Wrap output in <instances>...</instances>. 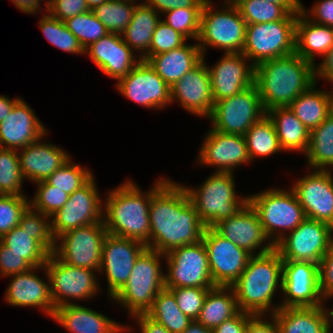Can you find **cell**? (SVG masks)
<instances>
[{
  "instance_id": "cell-1",
  "label": "cell",
  "mask_w": 333,
  "mask_h": 333,
  "mask_svg": "<svg viewBox=\"0 0 333 333\" xmlns=\"http://www.w3.org/2000/svg\"><path fill=\"white\" fill-rule=\"evenodd\" d=\"M150 249L167 254L202 240L205 230L184 184L159 177L149 205Z\"/></svg>"
},
{
  "instance_id": "cell-2",
  "label": "cell",
  "mask_w": 333,
  "mask_h": 333,
  "mask_svg": "<svg viewBox=\"0 0 333 333\" xmlns=\"http://www.w3.org/2000/svg\"><path fill=\"white\" fill-rule=\"evenodd\" d=\"M315 83L314 65L296 52L255 66L254 84L265 113L274 108L289 107Z\"/></svg>"
},
{
  "instance_id": "cell-3",
  "label": "cell",
  "mask_w": 333,
  "mask_h": 333,
  "mask_svg": "<svg viewBox=\"0 0 333 333\" xmlns=\"http://www.w3.org/2000/svg\"><path fill=\"white\" fill-rule=\"evenodd\" d=\"M283 260L279 252L252 255L237 281L231 286L241 311L256 315H273L281 307L272 302L282 291ZM279 287V288H278Z\"/></svg>"
},
{
  "instance_id": "cell-4",
  "label": "cell",
  "mask_w": 333,
  "mask_h": 333,
  "mask_svg": "<svg viewBox=\"0 0 333 333\" xmlns=\"http://www.w3.org/2000/svg\"><path fill=\"white\" fill-rule=\"evenodd\" d=\"M135 183L127 179L107 192L103 201V222L108 234L138 240L150 248L152 187L144 192Z\"/></svg>"
},
{
  "instance_id": "cell-5",
  "label": "cell",
  "mask_w": 333,
  "mask_h": 333,
  "mask_svg": "<svg viewBox=\"0 0 333 333\" xmlns=\"http://www.w3.org/2000/svg\"><path fill=\"white\" fill-rule=\"evenodd\" d=\"M160 260H165L164 254L146 247L137 257L127 283L110 301L127 310L130 317L146 314L154 298L165 288V271Z\"/></svg>"
},
{
  "instance_id": "cell-6",
  "label": "cell",
  "mask_w": 333,
  "mask_h": 333,
  "mask_svg": "<svg viewBox=\"0 0 333 333\" xmlns=\"http://www.w3.org/2000/svg\"><path fill=\"white\" fill-rule=\"evenodd\" d=\"M234 179V173L213 172L196 188L184 185L205 228L236 214L248 202V196L236 194Z\"/></svg>"
},
{
  "instance_id": "cell-7",
  "label": "cell",
  "mask_w": 333,
  "mask_h": 333,
  "mask_svg": "<svg viewBox=\"0 0 333 333\" xmlns=\"http://www.w3.org/2000/svg\"><path fill=\"white\" fill-rule=\"evenodd\" d=\"M221 6L216 7L212 0H206L203 6L197 39L203 56L208 46L224 53H242L244 49L245 20L235 4L222 3Z\"/></svg>"
},
{
  "instance_id": "cell-8",
  "label": "cell",
  "mask_w": 333,
  "mask_h": 333,
  "mask_svg": "<svg viewBox=\"0 0 333 333\" xmlns=\"http://www.w3.org/2000/svg\"><path fill=\"white\" fill-rule=\"evenodd\" d=\"M248 202L256 210L265 234L274 245L306 219L291 188H268L248 195Z\"/></svg>"
},
{
  "instance_id": "cell-9",
  "label": "cell",
  "mask_w": 333,
  "mask_h": 333,
  "mask_svg": "<svg viewBox=\"0 0 333 333\" xmlns=\"http://www.w3.org/2000/svg\"><path fill=\"white\" fill-rule=\"evenodd\" d=\"M297 15L290 13L283 20L247 24L242 53L254 66L295 53Z\"/></svg>"
},
{
  "instance_id": "cell-10",
  "label": "cell",
  "mask_w": 333,
  "mask_h": 333,
  "mask_svg": "<svg viewBox=\"0 0 333 333\" xmlns=\"http://www.w3.org/2000/svg\"><path fill=\"white\" fill-rule=\"evenodd\" d=\"M45 267L55 309L67 304H76L77 300L89 301L100 293L97 270L70 266L54 253L49 255Z\"/></svg>"
},
{
  "instance_id": "cell-11",
  "label": "cell",
  "mask_w": 333,
  "mask_h": 333,
  "mask_svg": "<svg viewBox=\"0 0 333 333\" xmlns=\"http://www.w3.org/2000/svg\"><path fill=\"white\" fill-rule=\"evenodd\" d=\"M264 115L266 113L254 84L238 94L215 102L207 119H210L214 130L244 136Z\"/></svg>"
},
{
  "instance_id": "cell-12",
  "label": "cell",
  "mask_w": 333,
  "mask_h": 333,
  "mask_svg": "<svg viewBox=\"0 0 333 333\" xmlns=\"http://www.w3.org/2000/svg\"><path fill=\"white\" fill-rule=\"evenodd\" d=\"M332 243L331 225L306 218L276 243L275 249L283 261L313 262L319 265Z\"/></svg>"
},
{
  "instance_id": "cell-13",
  "label": "cell",
  "mask_w": 333,
  "mask_h": 333,
  "mask_svg": "<svg viewBox=\"0 0 333 333\" xmlns=\"http://www.w3.org/2000/svg\"><path fill=\"white\" fill-rule=\"evenodd\" d=\"M165 288L215 287L210 275L207 250L203 241L175 248L164 255Z\"/></svg>"
},
{
  "instance_id": "cell-14",
  "label": "cell",
  "mask_w": 333,
  "mask_h": 333,
  "mask_svg": "<svg viewBox=\"0 0 333 333\" xmlns=\"http://www.w3.org/2000/svg\"><path fill=\"white\" fill-rule=\"evenodd\" d=\"M107 234L103 221L72 229L55 240L53 253L70 266L99 271Z\"/></svg>"
},
{
  "instance_id": "cell-15",
  "label": "cell",
  "mask_w": 333,
  "mask_h": 333,
  "mask_svg": "<svg viewBox=\"0 0 333 333\" xmlns=\"http://www.w3.org/2000/svg\"><path fill=\"white\" fill-rule=\"evenodd\" d=\"M100 221H103V200L93 175L69 196V200L60 210L50 217L51 232L56 240L72 229Z\"/></svg>"
},
{
  "instance_id": "cell-16",
  "label": "cell",
  "mask_w": 333,
  "mask_h": 333,
  "mask_svg": "<svg viewBox=\"0 0 333 333\" xmlns=\"http://www.w3.org/2000/svg\"><path fill=\"white\" fill-rule=\"evenodd\" d=\"M116 82L117 92L145 108L162 110L171 105V87L145 60Z\"/></svg>"
},
{
  "instance_id": "cell-17",
  "label": "cell",
  "mask_w": 333,
  "mask_h": 333,
  "mask_svg": "<svg viewBox=\"0 0 333 333\" xmlns=\"http://www.w3.org/2000/svg\"><path fill=\"white\" fill-rule=\"evenodd\" d=\"M202 241L207 250L214 285L231 287L245 270L252 255L222 237L213 228H205Z\"/></svg>"
},
{
  "instance_id": "cell-18",
  "label": "cell",
  "mask_w": 333,
  "mask_h": 333,
  "mask_svg": "<svg viewBox=\"0 0 333 333\" xmlns=\"http://www.w3.org/2000/svg\"><path fill=\"white\" fill-rule=\"evenodd\" d=\"M146 248L143 242L107 234L102 245L101 268L107 281V294L112 299L127 283L137 257Z\"/></svg>"
},
{
  "instance_id": "cell-19",
  "label": "cell",
  "mask_w": 333,
  "mask_h": 333,
  "mask_svg": "<svg viewBox=\"0 0 333 333\" xmlns=\"http://www.w3.org/2000/svg\"><path fill=\"white\" fill-rule=\"evenodd\" d=\"M281 307L322 306L319 265L313 262L283 261ZM283 292V293H282ZM284 296V297H283Z\"/></svg>"
},
{
  "instance_id": "cell-20",
  "label": "cell",
  "mask_w": 333,
  "mask_h": 333,
  "mask_svg": "<svg viewBox=\"0 0 333 333\" xmlns=\"http://www.w3.org/2000/svg\"><path fill=\"white\" fill-rule=\"evenodd\" d=\"M333 171L312 169L290 187L306 218L327 223L333 227ZM310 173V174H309Z\"/></svg>"
},
{
  "instance_id": "cell-21",
  "label": "cell",
  "mask_w": 333,
  "mask_h": 333,
  "mask_svg": "<svg viewBox=\"0 0 333 333\" xmlns=\"http://www.w3.org/2000/svg\"><path fill=\"white\" fill-rule=\"evenodd\" d=\"M249 162L251 160L244 136L210 128L200 146L196 163L215 167L214 172L234 173L238 166H247Z\"/></svg>"
},
{
  "instance_id": "cell-22",
  "label": "cell",
  "mask_w": 333,
  "mask_h": 333,
  "mask_svg": "<svg viewBox=\"0 0 333 333\" xmlns=\"http://www.w3.org/2000/svg\"><path fill=\"white\" fill-rule=\"evenodd\" d=\"M212 228L251 255L268 253L275 248L265 234L256 210L249 202L236 214L220 220Z\"/></svg>"
},
{
  "instance_id": "cell-23",
  "label": "cell",
  "mask_w": 333,
  "mask_h": 333,
  "mask_svg": "<svg viewBox=\"0 0 333 333\" xmlns=\"http://www.w3.org/2000/svg\"><path fill=\"white\" fill-rule=\"evenodd\" d=\"M207 69L214 103L254 85L255 66L243 53H224Z\"/></svg>"
},
{
  "instance_id": "cell-24",
  "label": "cell",
  "mask_w": 333,
  "mask_h": 333,
  "mask_svg": "<svg viewBox=\"0 0 333 333\" xmlns=\"http://www.w3.org/2000/svg\"><path fill=\"white\" fill-rule=\"evenodd\" d=\"M177 102L189 114L208 118L213 109L206 57L171 87V104Z\"/></svg>"
},
{
  "instance_id": "cell-25",
  "label": "cell",
  "mask_w": 333,
  "mask_h": 333,
  "mask_svg": "<svg viewBox=\"0 0 333 333\" xmlns=\"http://www.w3.org/2000/svg\"><path fill=\"white\" fill-rule=\"evenodd\" d=\"M36 270H42L47 280L37 275ZM8 277H11L10 284L4 294L7 304L14 307H36L52 318L55 307L50 296L49 277L45 265Z\"/></svg>"
},
{
  "instance_id": "cell-26",
  "label": "cell",
  "mask_w": 333,
  "mask_h": 333,
  "mask_svg": "<svg viewBox=\"0 0 333 333\" xmlns=\"http://www.w3.org/2000/svg\"><path fill=\"white\" fill-rule=\"evenodd\" d=\"M120 34L108 33L85 49V55L107 76L119 80L141 60Z\"/></svg>"
},
{
  "instance_id": "cell-27",
  "label": "cell",
  "mask_w": 333,
  "mask_h": 333,
  "mask_svg": "<svg viewBox=\"0 0 333 333\" xmlns=\"http://www.w3.org/2000/svg\"><path fill=\"white\" fill-rule=\"evenodd\" d=\"M47 132L34 110L21 97L6 119L0 122V147L18 151Z\"/></svg>"
},
{
  "instance_id": "cell-28",
  "label": "cell",
  "mask_w": 333,
  "mask_h": 333,
  "mask_svg": "<svg viewBox=\"0 0 333 333\" xmlns=\"http://www.w3.org/2000/svg\"><path fill=\"white\" fill-rule=\"evenodd\" d=\"M47 132L25 148L18 150V157L22 175L29 182L36 183L46 180L54 171L62 167L72 157L68 152L56 144L44 140ZM20 151V152H19Z\"/></svg>"
},
{
  "instance_id": "cell-29",
  "label": "cell",
  "mask_w": 333,
  "mask_h": 333,
  "mask_svg": "<svg viewBox=\"0 0 333 333\" xmlns=\"http://www.w3.org/2000/svg\"><path fill=\"white\" fill-rule=\"evenodd\" d=\"M52 320L70 333L132 332L128 324H120L105 314L78 303L56 308Z\"/></svg>"
},
{
  "instance_id": "cell-30",
  "label": "cell",
  "mask_w": 333,
  "mask_h": 333,
  "mask_svg": "<svg viewBox=\"0 0 333 333\" xmlns=\"http://www.w3.org/2000/svg\"><path fill=\"white\" fill-rule=\"evenodd\" d=\"M279 333H331L325 304L313 307H280L272 315Z\"/></svg>"
},
{
  "instance_id": "cell-31",
  "label": "cell",
  "mask_w": 333,
  "mask_h": 333,
  "mask_svg": "<svg viewBox=\"0 0 333 333\" xmlns=\"http://www.w3.org/2000/svg\"><path fill=\"white\" fill-rule=\"evenodd\" d=\"M203 60L197 41L171 49L162 54L149 57L146 61L156 73L170 86L179 81Z\"/></svg>"
},
{
  "instance_id": "cell-32",
  "label": "cell",
  "mask_w": 333,
  "mask_h": 333,
  "mask_svg": "<svg viewBox=\"0 0 333 333\" xmlns=\"http://www.w3.org/2000/svg\"><path fill=\"white\" fill-rule=\"evenodd\" d=\"M333 45V28L319 25L299 12L296 20L295 52L315 66L316 56L323 57Z\"/></svg>"
},
{
  "instance_id": "cell-33",
  "label": "cell",
  "mask_w": 333,
  "mask_h": 333,
  "mask_svg": "<svg viewBox=\"0 0 333 333\" xmlns=\"http://www.w3.org/2000/svg\"><path fill=\"white\" fill-rule=\"evenodd\" d=\"M317 86V83L312 85L288 107L309 131L318 127L333 111V89L326 91Z\"/></svg>"
},
{
  "instance_id": "cell-34",
  "label": "cell",
  "mask_w": 333,
  "mask_h": 333,
  "mask_svg": "<svg viewBox=\"0 0 333 333\" xmlns=\"http://www.w3.org/2000/svg\"><path fill=\"white\" fill-rule=\"evenodd\" d=\"M273 121L280 147L283 151L305 154L309 144L310 131L288 108H274L267 113Z\"/></svg>"
},
{
  "instance_id": "cell-35",
  "label": "cell",
  "mask_w": 333,
  "mask_h": 333,
  "mask_svg": "<svg viewBox=\"0 0 333 333\" xmlns=\"http://www.w3.org/2000/svg\"><path fill=\"white\" fill-rule=\"evenodd\" d=\"M132 14V19L121 34L123 41L142 58L150 48L152 35L158 22L160 14L152 7L139 1Z\"/></svg>"
},
{
  "instance_id": "cell-36",
  "label": "cell",
  "mask_w": 333,
  "mask_h": 333,
  "mask_svg": "<svg viewBox=\"0 0 333 333\" xmlns=\"http://www.w3.org/2000/svg\"><path fill=\"white\" fill-rule=\"evenodd\" d=\"M239 311L233 288L215 286L208 291L196 321L204 327L214 330Z\"/></svg>"
},
{
  "instance_id": "cell-37",
  "label": "cell",
  "mask_w": 333,
  "mask_h": 333,
  "mask_svg": "<svg viewBox=\"0 0 333 333\" xmlns=\"http://www.w3.org/2000/svg\"><path fill=\"white\" fill-rule=\"evenodd\" d=\"M307 170H331L333 167V111L310 131L306 153Z\"/></svg>"
},
{
  "instance_id": "cell-38",
  "label": "cell",
  "mask_w": 333,
  "mask_h": 333,
  "mask_svg": "<svg viewBox=\"0 0 333 333\" xmlns=\"http://www.w3.org/2000/svg\"><path fill=\"white\" fill-rule=\"evenodd\" d=\"M146 315L163 325L170 333H182L192 320L181 312L173 293L163 288L154 298Z\"/></svg>"
},
{
  "instance_id": "cell-39",
  "label": "cell",
  "mask_w": 333,
  "mask_h": 333,
  "mask_svg": "<svg viewBox=\"0 0 333 333\" xmlns=\"http://www.w3.org/2000/svg\"><path fill=\"white\" fill-rule=\"evenodd\" d=\"M251 160L283 152L280 147L273 121L264 115L244 135Z\"/></svg>"
},
{
  "instance_id": "cell-40",
  "label": "cell",
  "mask_w": 333,
  "mask_h": 333,
  "mask_svg": "<svg viewBox=\"0 0 333 333\" xmlns=\"http://www.w3.org/2000/svg\"><path fill=\"white\" fill-rule=\"evenodd\" d=\"M0 241L10 249V251L21 255L33 267L45 265L50 253L35 239L33 234L15 226L10 232L5 233Z\"/></svg>"
},
{
  "instance_id": "cell-41",
  "label": "cell",
  "mask_w": 333,
  "mask_h": 333,
  "mask_svg": "<svg viewBox=\"0 0 333 333\" xmlns=\"http://www.w3.org/2000/svg\"><path fill=\"white\" fill-rule=\"evenodd\" d=\"M38 26L45 38L55 48L73 54H85L79 40L69 31L63 21L50 16L48 13L41 15Z\"/></svg>"
},
{
  "instance_id": "cell-42",
  "label": "cell",
  "mask_w": 333,
  "mask_h": 333,
  "mask_svg": "<svg viewBox=\"0 0 333 333\" xmlns=\"http://www.w3.org/2000/svg\"><path fill=\"white\" fill-rule=\"evenodd\" d=\"M138 3L111 0L95 7L93 14L107 28L109 33L122 34L132 19V14Z\"/></svg>"
},
{
  "instance_id": "cell-43",
  "label": "cell",
  "mask_w": 333,
  "mask_h": 333,
  "mask_svg": "<svg viewBox=\"0 0 333 333\" xmlns=\"http://www.w3.org/2000/svg\"><path fill=\"white\" fill-rule=\"evenodd\" d=\"M24 180L18 151L0 147V194L27 197L22 190Z\"/></svg>"
},
{
  "instance_id": "cell-44",
  "label": "cell",
  "mask_w": 333,
  "mask_h": 333,
  "mask_svg": "<svg viewBox=\"0 0 333 333\" xmlns=\"http://www.w3.org/2000/svg\"><path fill=\"white\" fill-rule=\"evenodd\" d=\"M235 5L246 24L283 20L290 14L283 5L264 0H239Z\"/></svg>"
},
{
  "instance_id": "cell-45",
  "label": "cell",
  "mask_w": 333,
  "mask_h": 333,
  "mask_svg": "<svg viewBox=\"0 0 333 333\" xmlns=\"http://www.w3.org/2000/svg\"><path fill=\"white\" fill-rule=\"evenodd\" d=\"M69 31L79 40L84 50L106 36L109 31L90 10L64 21Z\"/></svg>"
},
{
  "instance_id": "cell-46",
  "label": "cell",
  "mask_w": 333,
  "mask_h": 333,
  "mask_svg": "<svg viewBox=\"0 0 333 333\" xmlns=\"http://www.w3.org/2000/svg\"><path fill=\"white\" fill-rule=\"evenodd\" d=\"M93 176L92 170L74 163L72 158L54 171L45 181L71 195Z\"/></svg>"
},
{
  "instance_id": "cell-47",
  "label": "cell",
  "mask_w": 333,
  "mask_h": 333,
  "mask_svg": "<svg viewBox=\"0 0 333 333\" xmlns=\"http://www.w3.org/2000/svg\"><path fill=\"white\" fill-rule=\"evenodd\" d=\"M18 226L33 234V239L37 240L50 254L54 252L55 239L51 232L49 216L34 210L29 205L22 213Z\"/></svg>"
},
{
  "instance_id": "cell-48",
  "label": "cell",
  "mask_w": 333,
  "mask_h": 333,
  "mask_svg": "<svg viewBox=\"0 0 333 333\" xmlns=\"http://www.w3.org/2000/svg\"><path fill=\"white\" fill-rule=\"evenodd\" d=\"M203 8H176L163 13L164 21L187 40L197 41Z\"/></svg>"
},
{
  "instance_id": "cell-49",
  "label": "cell",
  "mask_w": 333,
  "mask_h": 333,
  "mask_svg": "<svg viewBox=\"0 0 333 333\" xmlns=\"http://www.w3.org/2000/svg\"><path fill=\"white\" fill-rule=\"evenodd\" d=\"M36 192L32 199H29V205L36 211L51 217L69 200V194L49 185L45 180L34 183Z\"/></svg>"
},
{
  "instance_id": "cell-50",
  "label": "cell",
  "mask_w": 333,
  "mask_h": 333,
  "mask_svg": "<svg viewBox=\"0 0 333 333\" xmlns=\"http://www.w3.org/2000/svg\"><path fill=\"white\" fill-rule=\"evenodd\" d=\"M186 41L182 34L160 20L152 35L149 51L141 59L146 61L153 55L166 53L184 45Z\"/></svg>"
},
{
  "instance_id": "cell-51",
  "label": "cell",
  "mask_w": 333,
  "mask_h": 333,
  "mask_svg": "<svg viewBox=\"0 0 333 333\" xmlns=\"http://www.w3.org/2000/svg\"><path fill=\"white\" fill-rule=\"evenodd\" d=\"M29 206V198L0 194V238L18 226L22 213Z\"/></svg>"
},
{
  "instance_id": "cell-52",
  "label": "cell",
  "mask_w": 333,
  "mask_h": 333,
  "mask_svg": "<svg viewBox=\"0 0 333 333\" xmlns=\"http://www.w3.org/2000/svg\"><path fill=\"white\" fill-rule=\"evenodd\" d=\"M167 289L173 293L181 312L194 321L199 317L205 297L212 288L180 287Z\"/></svg>"
},
{
  "instance_id": "cell-53",
  "label": "cell",
  "mask_w": 333,
  "mask_h": 333,
  "mask_svg": "<svg viewBox=\"0 0 333 333\" xmlns=\"http://www.w3.org/2000/svg\"><path fill=\"white\" fill-rule=\"evenodd\" d=\"M89 11L86 0H48L47 13L63 22Z\"/></svg>"
},
{
  "instance_id": "cell-54",
  "label": "cell",
  "mask_w": 333,
  "mask_h": 333,
  "mask_svg": "<svg viewBox=\"0 0 333 333\" xmlns=\"http://www.w3.org/2000/svg\"><path fill=\"white\" fill-rule=\"evenodd\" d=\"M33 266L0 241V276L6 277L31 270Z\"/></svg>"
},
{
  "instance_id": "cell-55",
  "label": "cell",
  "mask_w": 333,
  "mask_h": 333,
  "mask_svg": "<svg viewBox=\"0 0 333 333\" xmlns=\"http://www.w3.org/2000/svg\"><path fill=\"white\" fill-rule=\"evenodd\" d=\"M301 12L312 22L333 28V0H320L308 9L302 5Z\"/></svg>"
},
{
  "instance_id": "cell-56",
  "label": "cell",
  "mask_w": 333,
  "mask_h": 333,
  "mask_svg": "<svg viewBox=\"0 0 333 333\" xmlns=\"http://www.w3.org/2000/svg\"><path fill=\"white\" fill-rule=\"evenodd\" d=\"M320 292L324 301L333 295V243L319 264Z\"/></svg>"
},
{
  "instance_id": "cell-57",
  "label": "cell",
  "mask_w": 333,
  "mask_h": 333,
  "mask_svg": "<svg viewBox=\"0 0 333 333\" xmlns=\"http://www.w3.org/2000/svg\"><path fill=\"white\" fill-rule=\"evenodd\" d=\"M206 0H145L159 14L176 8H203Z\"/></svg>"
},
{
  "instance_id": "cell-58",
  "label": "cell",
  "mask_w": 333,
  "mask_h": 333,
  "mask_svg": "<svg viewBox=\"0 0 333 333\" xmlns=\"http://www.w3.org/2000/svg\"><path fill=\"white\" fill-rule=\"evenodd\" d=\"M254 315L239 311L235 316L225 320L213 330V333H245L248 321Z\"/></svg>"
},
{
  "instance_id": "cell-59",
  "label": "cell",
  "mask_w": 333,
  "mask_h": 333,
  "mask_svg": "<svg viewBox=\"0 0 333 333\" xmlns=\"http://www.w3.org/2000/svg\"><path fill=\"white\" fill-rule=\"evenodd\" d=\"M245 333H279V331L272 315H256L248 321Z\"/></svg>"
},
{
  "instance_id": "cell-60",
  "label": "cell",
  "mask_w": 333,
  "mask_h": 333,
  "mask_svg": "<svg viewBox=\"0 0 333 333\" xmlns=\"http://www.w3.org/2000/svg\"><path fill=\"white\" fill-rule=\"evenodd\" d=\"M322 58L323 60L314 66L315 82L318 83L319 79H323L333 85V45ZM331 89H333V86Z\"/></svg>"
},
{
  "instance_id": "cell-61",
  "label": "cell",
  "mask_w": 333,
  "mask_h": 333,
  "mask_svg": "<svg viewBox=\"0 0 333 333\" xmlns=\"http://www.w3.org/2000/svg\"><path fill=\"white\" fill-rule=\"evenodd\" d=\"M141 333H170L163 325L155 322L146 314H136L131 317Z\"/></svg>"
},
{
  "instance_id": "cell-62",
  "label": "cell",
  "mask_w": 333,
  "mask_h": 333,
  "mask_svg": "<svg viewBox=\"0 0 333 333\" xmlns=\"http://www.w3.org/2000/svg\"><path fill=\"white\" fill-rule=\"evenodd\" d=\"M13 5H15L16 9L20 10L25 14L36 15L39 14L40 11L44 14L48 9V0L45 1V8L42 9V1L44 0H10ZM40 10V11H39ZM43 10L45 12H43ZM39 12V13H38ZM36 13V14H35Z\"/></svg>"
},
{
  "instance_id": "cell-63",
  "label": "cell",
  "mask_w": 333,
  "mask_h": 333,
  "mask_svg": "<svg viewBox=\"0 0 333 333\" xmlns=\"http://www.w3.org/2000/svg\"><path fill=\"white\" fill-rule=\"evenodd\" d=\"M21 98H9L6 95H0V122L6 119V116L10 113L13 106L20 100Z\"/></svg>"
},
{
  "instance_id": "cell-64",
  "label": "cell",
  "mask_w": 333,
  "mask_h": 333,
  "mask_svg": "<svg viewBox=\"0 0 333 333\" xmlns=\"http://www.w3.org/2000/svg\"><path fill=\"white\" fill-rule=\"evenodd\" d=\"M264 1L283 5L290 13L301 12L303 5L301 0H264Z\"/></svg>"
},
{
  "instance_id": "cell-65",
  "label": "cell",
  "mask_w": 333,
  "mask_h": 333,
  "mask_svg": "<svg viewBox=\"0 0 333 333\" xmlns=\"http://www.w3.org/2000/svg\"><path fill=\"white\" fill-rule=\"evenodd\" d=\"M182 333H213V330L204 327L202 324L194 320Z\"/></svg>"
},
{
  "instance_id": "cell-66",
  "label": "cell",
  "mask_w": 333,
  "mask_h": 333,
  "mask_svg": "<svg viewBox=\"0 0 333 333\" xmlns=\"http://www.w3.org/2000/svg\"><path fill=\"white\" fill-rule=\"evenodd\" d=\"M108 1H111V0H86V3L88 5L89 9L93 10L95 7H98Z\"/></svg>"
},
{
  "instance_id": "cell-67",
  "label": "cell",
  "mask_w": 333,
  "mask_h": 333,
  "mask_svg": "<svg viewBox=\"0 0 333 333\" xmlns=\"http://www.w3.org/2000/svg\"><path fill=\"white\" fill-rule=\"evenodd\" d=\"M330 298H333V295L332 296H330L328 299H330ZM326 309H327V312H328V316H329V321H330V323H331V327H333V305H332V309L330 310V308L328 307H326Z\"/></svg>"
},
{
  "instance_id": "cell-68",
  "label": "cell",
  "mask_w": 333,
  "mask_h": 333,
  "mask_svg": "<svg viewBox=\"0 0 333 333\" xmlns=\"http://www.w3.org/2000/svg\"><path fill=\"white\" fill-rule=\"evenodd\" d=\"M239 0H224V4H236Z\"/></svg>"
},
{
  "instance_id": "cell-69",
  "label": "cell",
  "mask_w": 333,
  "mask_h": 333,
  "mask_svg": "<svg viewBox=\"0 0 333 333\" xmlns=\"http://www.w3.org/2000/svg\"><path fill=\"white\" fill-rule=\"evenodd\" d=\"M119 1H129V2H132V3H137L136 0H119ZM144 2H145V0H143L142 3H144Z\"/></svg>"
}]
</instances>
